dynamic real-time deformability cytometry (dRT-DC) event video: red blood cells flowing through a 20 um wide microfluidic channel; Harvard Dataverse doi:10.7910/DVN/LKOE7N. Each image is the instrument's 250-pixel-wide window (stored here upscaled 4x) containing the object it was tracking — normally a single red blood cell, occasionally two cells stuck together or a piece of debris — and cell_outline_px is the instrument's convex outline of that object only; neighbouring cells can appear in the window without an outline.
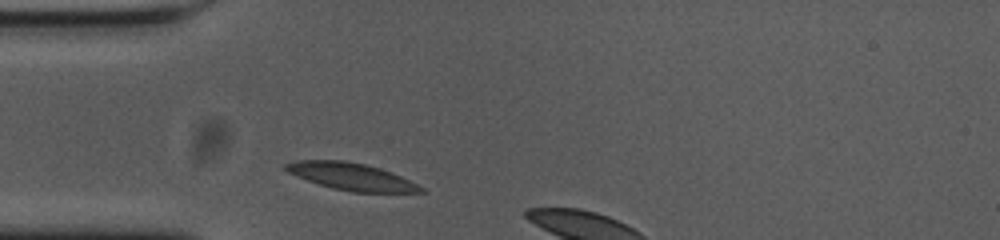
{"species": "common noctule bat (a hibernating species)", "species_latin": "Nyctalus noctula", "temperature_condition": "cold", "stored_images_in_passage": 5, "camera_frame_rate_fps": 3000, "um_per_image_px": 0.085, "animal": {"sex": "female", "body_mass_g": 23.0, "forearm_length_mm": 53.4}, "frame": {"image": 1, "passage_image": 1, "time_ms": 0.0, "image_size_px": [1000, 240], "cell_outline_px": [[428, 192], [352, 192], [332, 188], [308, 180], [288, 172], [284, 168], [284, 164], [296, 160], [344, 160], [364, 164], [380, 168], [400, 176], [424, 188]], "centroid_in_image_um": [29.85, 15.0], "position_along_channel_um": 55.1, "area_um2": 21.1}}